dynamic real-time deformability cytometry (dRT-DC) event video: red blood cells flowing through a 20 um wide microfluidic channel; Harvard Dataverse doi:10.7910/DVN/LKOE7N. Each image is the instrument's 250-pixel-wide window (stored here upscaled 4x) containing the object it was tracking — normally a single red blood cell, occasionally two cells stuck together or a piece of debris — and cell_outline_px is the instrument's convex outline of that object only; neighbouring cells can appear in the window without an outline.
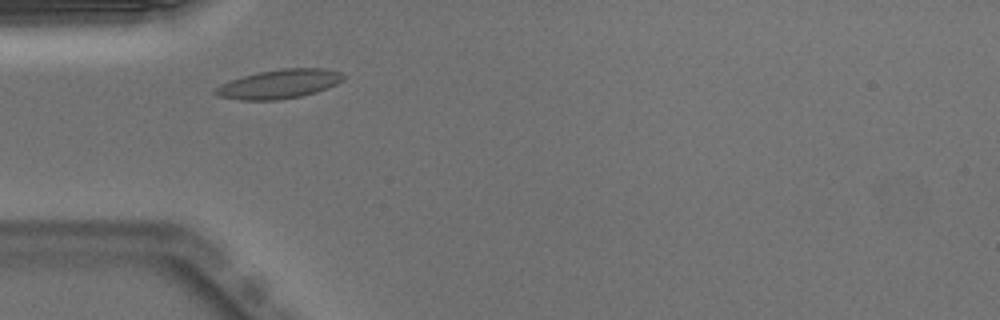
{"species": "Egyptian fruit bat (a non-hibernating species)", "species_latin": "Rousettus aegyptiacus", "temperature_condition": "warm", "stored_images_in_passage": 36, "camera_frame_rate_fps": 3000, "um_per_image_px": 0.085, "animal": {"sex": "male"}, "frame": {"image": 1, "passage_image": 1, "time_ms": 0.0, "image_size_px": [1000, 320], "cell_outline_px": [[344, 80], [328, 88], [316, 92], [300, 96], [280, 100], [240, 100], [220, 96], [212, 92], [212, 88], [220, 84], [244, 76], [260, 72], [284, 68], [324, 68], [340, 72], [344, 76]], "centroid_in_image_um": [23.73, 7.15], "position_along_channel_um": 61.3, "area_um2": 21.62}}
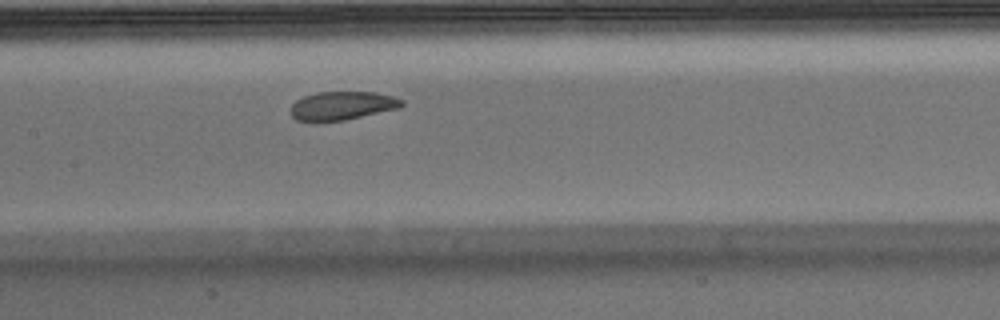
{"frame": {"image": 2, "passage_image": 10, "time_ms": 3.0, "image_size_px": [1000, 320], "cell_outline_px": [[404, 104], [400, 108], [344, 120], [316, 124], [296, 120], [288, 112], [292, 104], [296, 100], [304, 96], [316, 92], [376, 92], [392, 96], [404, 100]], "centroid_in_image_um": [29.02, 9.01], "position_along_channel_um": 178.4, "area_um2": 19.07}}
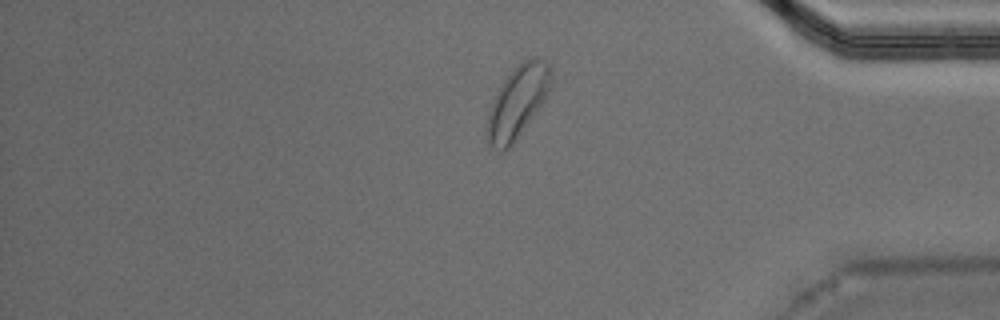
{"frame": {"image": 3, "passage_image": 28, "time_ms": 9.0, "image_size_px": [1000, 320], "cell_outline_px": [[552, 88], [544, 100], [512, 144], [504, 152], [500, 152], [492, 148], [488, 144], [484, 136], [488, 112], [492, 100], [504, 80], [524, 60], [536, 56], [540, 56], [548, 60], [552, 72]], "centroid_in_image_um": [43.99, 8.67], "position_along_channel_um": 391.2, "area_um2": 27.05}, "authors_computed_cell_mechanics": {"area_um2": 19.9121, "velocity_mm_per_s": 3.9327, "shape_relaxation_time_tau1_ms": null, "shape_relaxation_time_tau2_ms": 1.9772, "deformation_change_tau1": null, "deformation_change_tau2": 0.0839}}